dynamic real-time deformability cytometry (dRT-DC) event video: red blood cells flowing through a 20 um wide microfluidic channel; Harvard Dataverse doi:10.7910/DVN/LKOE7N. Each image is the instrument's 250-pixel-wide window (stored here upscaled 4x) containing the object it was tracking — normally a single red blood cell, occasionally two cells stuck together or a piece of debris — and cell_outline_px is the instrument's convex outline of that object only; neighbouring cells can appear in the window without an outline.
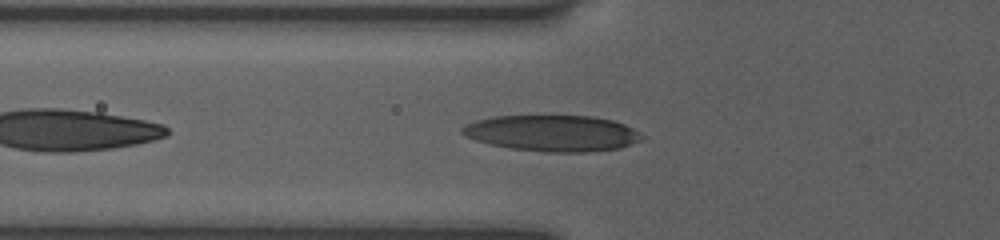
{"species": "human", "species_latin": "Homo sapiens", "temperature_condition": "room temperature", "stored_images_in_passage": 13, "camera_frame_rate_fps": 3000, "um_per_image_px": 0.085, "donor": {"sex": "female"}, "frame": {"image": 1, "passage_image": 8, "time_ms": 1.333, "image_size_px": [1000, 240], "cell_outline_px": [[644, 136], [640, 140], [620, 148], [592, 152], [544, 152], [512, 148], [488, 144], [464, 136], [460, 132], [460, 128], [464, 124], [476, 120], [492, 116], [592, 116], [612, 120], [624, 124], [640, 132]], "centroid_in_image_um": [46.92, 11.32], "position_along_channel_um": 78.9, "area_um2": 38.03}}